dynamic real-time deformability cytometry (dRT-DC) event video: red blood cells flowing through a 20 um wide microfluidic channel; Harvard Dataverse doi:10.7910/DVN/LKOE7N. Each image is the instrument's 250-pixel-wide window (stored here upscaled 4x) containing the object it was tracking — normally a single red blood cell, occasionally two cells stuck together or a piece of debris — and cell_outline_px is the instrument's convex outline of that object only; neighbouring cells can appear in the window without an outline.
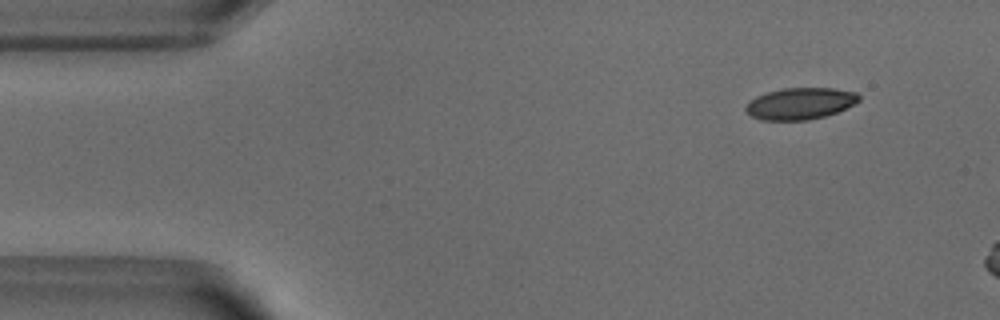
{"species": "common noctule bat (a hibernating species)", "species_latin": "Nyctalus noctula", "temperature_condition": "warm", "stored_images_in_passage": 10, "camera_frame_rate_fps": 3000, "um_per_image_px": 0.085, "animal": {"sex": "male", "body_mass_g": 18.8}, "frame": {"image": 1, "passage_image": 5, "time_ms": 1.333, "image_size_px": [1000, 320], "cell_outline_px": [[860, 100], [836, 112], [824, 116], [808, 120], [760, 120], [752, 116], [744, 108], [756, 96], [768, 92], [784, 88], [832, 88], [856, 92], [860, 96]], "centroid_in_image_um": [68.01, 8.8], "position_along_channel_um": 17.0, "area_um2": 20.58}}